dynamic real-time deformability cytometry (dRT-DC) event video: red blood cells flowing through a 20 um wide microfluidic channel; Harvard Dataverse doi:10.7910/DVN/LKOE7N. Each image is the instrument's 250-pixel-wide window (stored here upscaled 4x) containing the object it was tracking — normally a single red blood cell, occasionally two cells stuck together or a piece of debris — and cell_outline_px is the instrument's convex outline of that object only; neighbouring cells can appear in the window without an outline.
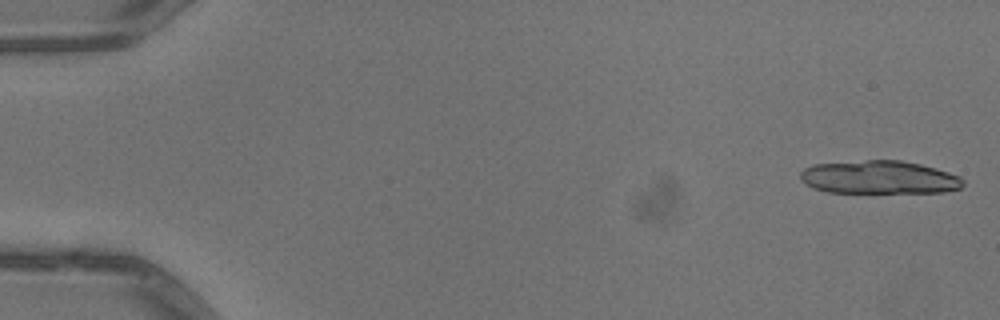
{"species": "common noctule bat (a hibernating species)", "species_latin": "Nyctalus noctula", "temperature_condition": "warm", "stored_images_in_passage": 15, "camera_frame_rate_fps": 3000, "um_per_image_px": 0.085, "animal": {"sex": "male", "body_mass_g": 13.3}, "frame": {"image": 1, "passage_image": 1, "time_ms": 0.0, "image_size_px": [1000, 320], "cell_outline_px": [[964, 184], [960, 188], [944, 192], [828, 192], [812, 188], [800, 180], [800, 172], [804, 168], [812, 164], [864, 160], [900, 160], [920, 164], [936, 168], [960, 176], [964, 180]], "centroid_in_image_um": [74.71, 15.06], "position_along_channel_um": 10.3, "area_um2": 31.62}}